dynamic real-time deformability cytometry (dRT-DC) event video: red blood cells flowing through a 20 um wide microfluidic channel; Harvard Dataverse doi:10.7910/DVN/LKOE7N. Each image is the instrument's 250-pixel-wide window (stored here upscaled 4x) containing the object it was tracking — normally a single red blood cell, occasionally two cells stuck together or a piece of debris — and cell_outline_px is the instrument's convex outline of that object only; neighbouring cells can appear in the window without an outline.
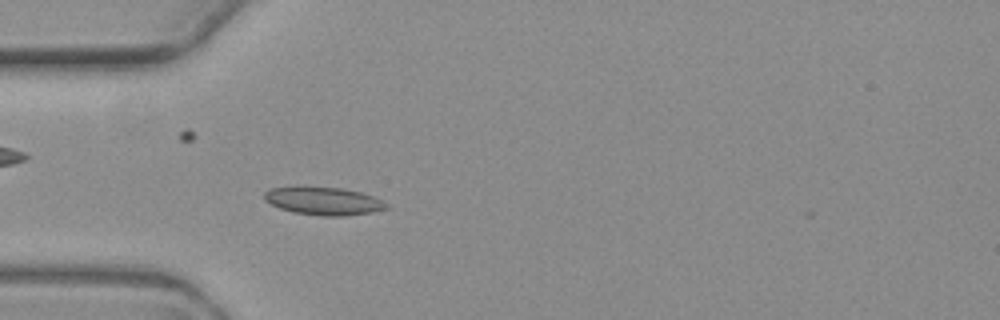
{"species": "common noctule bat (a hibernating species)", "species_latin": "Nyctalus noctula", "temperature_condition": "warm", "stored_images_in_passage": 5, "camera_frame_rate_fps": 3000, "um_per_image_px": 0.085, "animal": {"sex": "female", "body_mass_g": 19.3, "forearm_length_mm": 54.1}, "frame": {"image": 1, "passage_image": 5, "time_ms": 5.0, "image_size_px": [1000, 320], "cell_outline_px": [[392, 208], [368, 212], [340, 216], [324, 216], [292, 212], [280, 208], [264, 200], [264, 192], [268, 188], [344, 188], [360, 192], [372, 196], [388, 204]], "centroid_in_image_um": [27.51, 17.1], "position_along_channel_um": 57.5, "area_um2": 19.36}}